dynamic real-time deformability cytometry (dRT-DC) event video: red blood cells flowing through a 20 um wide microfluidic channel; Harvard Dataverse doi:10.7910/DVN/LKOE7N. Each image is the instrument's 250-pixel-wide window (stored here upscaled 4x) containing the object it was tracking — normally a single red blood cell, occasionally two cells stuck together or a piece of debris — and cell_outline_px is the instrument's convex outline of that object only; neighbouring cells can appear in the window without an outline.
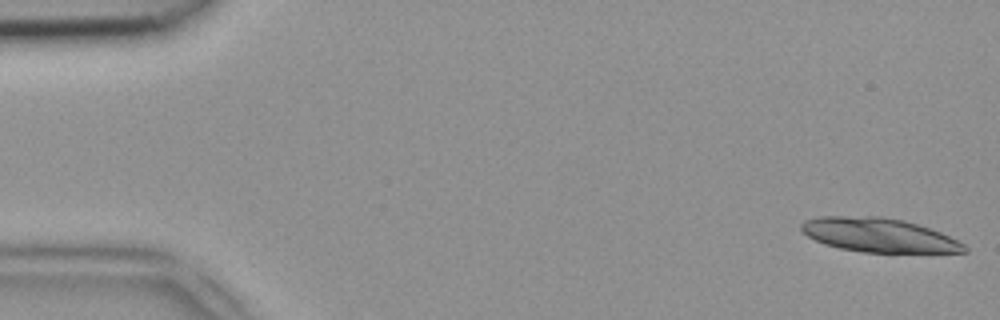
{"species": "common noctule bat (a hibernating species)", "species_latin": "Nyctalus noctula", "temperature_condition": "room temperature", "stored_images_in_passage": 49, "camera_frame_rate_fps": 3000, "um_per_image_px": 0.085, "animal": {"sex": "female", "body_mass_g": 18.4}, "frame": {"image": 1, "passage_image": 1, "time_ms": 0.0, "image_size_px": [1000, 320], "cell_outline_px": [[968, 252], [864, 252], [840, 248], [824, 244], [808, 236], [800, 228], [800, 224], [804, 220], [820, 216], [880, 216], [904, 220], [940, 232], [964, 244], [968, 248]], "centroid_in_image_um": [74.67, 19.97], "position_along_channel_um": 10.3, "area_um2": 32.08}}
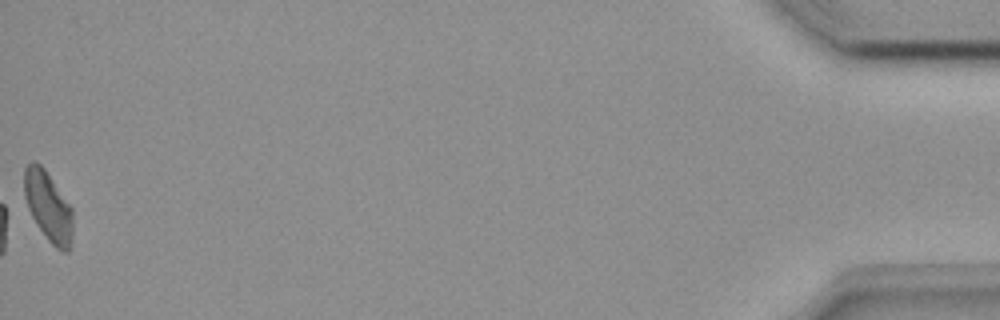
{"frame": {"image": 2, "passage_image": 49, "time_ms": 16.0, "image_size_px": [1000, 320], "cell_outline_px": [[72, 244], [68, 252], [64, 252], [56, 248], [48, 240], [36, 224], [28, 208], [24, 196], [24, 168], [32, 160], [36, 160], [44, 168], [72, 208]], "centroid_in_image_um": [4.09, 17.55], "position_along_channel_um": 431.1, "area_um2": 19.83}}